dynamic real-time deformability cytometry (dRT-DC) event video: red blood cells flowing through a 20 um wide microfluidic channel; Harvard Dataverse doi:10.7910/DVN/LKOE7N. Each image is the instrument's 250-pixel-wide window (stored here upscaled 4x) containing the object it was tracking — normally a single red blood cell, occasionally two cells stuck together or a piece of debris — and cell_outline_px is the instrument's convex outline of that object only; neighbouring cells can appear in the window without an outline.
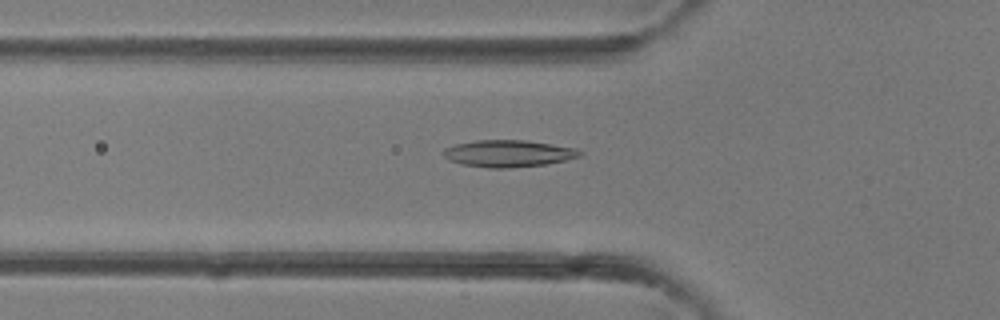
{"species": "common noctule bat (a hibernating species)", "species_latin": "Nyctalus noctula", "temperature_condition": "room temperature", "stored_images_in_passage": 40, "camera_frame_rate_fps": 3000, "um_per_image_px": 0.085, "animal": {"sex": "female"}, "frame": {"image": 1, "passage_image": 14, "time_ms": 4.333, "image_size_px": [1000, 320], "cell_outline_px": [[584, 152], [580, 156], [564, 160], [544, 164], [504, 168], [488, 168], [464, 164], [448, 160], [440, 152], [444, 148], [456, 144], [476, 140], [528, 140], [576, 148]], "centroid_in_image_um": [43.18, 13.03], "position_along_channel_um": 82.6, "area_um2": 21.33}}
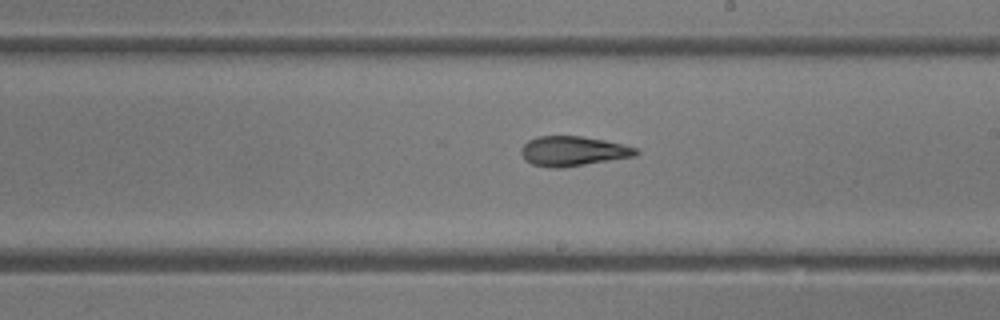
{"frame": {"image": 2, "passage_image": 23, "time_ms": 7.333, "image_size_px": [1000, 320], "cell_outline_px": [[640, 152], [636, 156], [560, 168], [552, 168], [532, 164], [524, 160], [520, 152], [520, 148], [528, 140], [536, 136], [580, 136], [604, 140], [636, 148]], "centroid_in_image_um": [48.66, 12.84], "position_along_channel_um": 240.3, "area_um2": 19.88}}
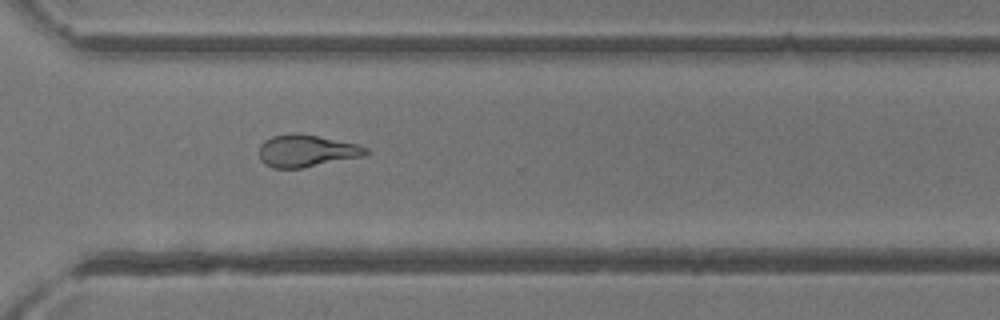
{"frame": {"image": 3, "passage_image": 29, "time_ms": 9.333, "image_size_px": [1000, 320], "cell_outline_px": [[368, 152], [364, 156], [304, 168], [272, 168], [264, 164], [260, 160], [260, 144], [264, 140], [272, 136], [292, 132], [300, 132], [356, 144], [368, 148]], "centroid_in_image_um": [26.02, 12.82], "position_along_channel_um": 344.6, "area_um2": 20.23}}